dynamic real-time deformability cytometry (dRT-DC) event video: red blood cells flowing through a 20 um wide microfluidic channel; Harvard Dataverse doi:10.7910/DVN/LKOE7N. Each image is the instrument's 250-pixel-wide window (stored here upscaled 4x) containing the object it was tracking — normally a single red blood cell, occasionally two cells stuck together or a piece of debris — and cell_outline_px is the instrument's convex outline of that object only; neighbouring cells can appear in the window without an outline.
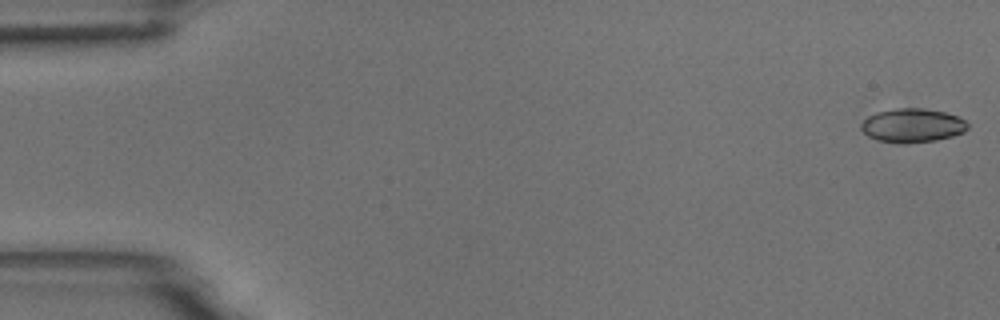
{"species": "common noctule bat (a hibernating species)", "species_latin": "Nyctalus noctula", "temperature_condition": "room temperature", "stored_images_in_passage": 6, "camera_frame_rate_fps": 3000, "um_per_image_px": 0.085, "animal": {"sex": "male", "body_mass_g": 18.8}, "frame": {"image": 1, "passage_image": 1, "time_ms": 0.0, "image_size_px": [1000, 320], "cell_outline_px": [[968, 128], [964, 132], [952, 136], [936, 140], [904, 144], [900, 144], [876, 140], [868, 136], [860, 128], [860, 124], [868, 116], [876, 112], [900, 108], [924, 108], [944, 112], [956, 116], [964, 120], [968, 124]], "centroid_in_image_um": [77.53, 10.67], "position_along_channel_um": 7.5, "area_um2": 21.1}}